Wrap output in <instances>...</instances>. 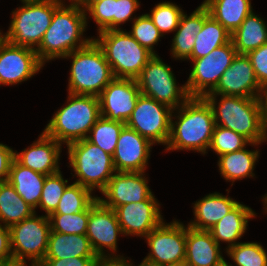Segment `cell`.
I'll list each match as a JSON object with an SVG mask.
<instances>
[{
    "label": "cell",
    "instance_id": "cell-1",
    "mask_svg": "<svg viewBox=\"0 0 267 266\" xmlns=\"http://www.w3.org/2000/svg\"><path fill=\"white\" fill-rule=\"evenodd\" d=\"M173 111L176 114H171L170 137L165 150H193L206 154L216 126L208 102L203 97H190Z\"/></svg>",
    "mask_w": 267,
    "mask_h": 266
},
{
    "label": "cell",
    "instance_id": "cell-2",
    "mask_svg": "<svg viewBox=\"0 0 267 266\" xmlns=\"http://www.w3.org/2000/svg\"><path fill=\"white\" fill-rule=\"evenodd\" d=\"M62 2L54 11L51 24L40 45L35 49L39 60L45 65L49 60L64 58L69 53L88 45L93 37L85 39L87 15L82 8Z\"/></svg>",
    "mask_w": 267,
    "mask_h": 266
},
{
    "label": "cell",
    "instance_id": "cell-3",
    "mask_svg": "<svg viewBox=\"0 0 267 266\" xmlns=\"http://www.w3.org/2000/svg\"><path fill=\"white\" fill-rule=\"evenodd\" d=\"M67 104L50 119L44 133L61 145H69L86 137L101 117L100 102L97 96L68 93Z\"/></svg>",
    "mask_w": 267,
    "mask_h": 266
},
{
    "label": "cell",
    "instance_id": "cell-4",
    "mask_svg": "<svg viewBox=\"0 0 267 266\" xmlns=\"http://www.w3.org/2000/svg\"><path fill=\"white\" fill-rule=\"evenodd\" d=\"M203 98L212 108L216 125L235 131L250 143L264 142L259 98L222 94H206Z\"/></svg>",
    "mask_w": 267,
    "mask_h": 266
},
{
    "label": "cell",
    "instance_id": "cell-5",
    "mask_svg": "<svg viewBox=\"0 0 267 266\" xmlns=\"http://www.w3.org/2000/svg\"><path fill=\"white\" fill-rule=\"evenodd\" d=\"M64 58L72 60L68 93L98 97L114 79L103 51L94 40Z\"/></svg>",
    "mask_w": 267,
    "mask_h": 266
},
{
    "label": "cell",
    "instance_id": "cell-6",
    "mask_svg": "<svg viewBox=\"0 0 267 266\" xmlns=\"http://www.w3.org/2000/svg\"><path fill=\"white\" fill-rule=\"evenodd\" d=\"M93 38L104 53L114 78L136 79L153 54L126 30H105Z\"/></svg>",
    "mask_w": 267,
    "mask_h": 266
},
{
    "label": "cell",
    "instance_id": "cell-7",
    "mask_svg": "<svg viewBox=\"0 0 267 266\" xmlns=\"http://www.w3.org/2000/svg\"><path fill=\"white\" fill-rule=\"evenodd\" d=\"M61 3L60 0H44L23 4L12 11L8 31L4 34L0 31V36L14 45L36 49L51 24L55 9Z\"/></svg>",
    "mask_w": 267,
    "mask_h": 266
},
{
    "label": "cell",
    "instance_id": "cell-8",
    "mask_svg": "<svg viewBox=\"0 0 267 266\" xmlns=\"http://www.w3.org/2000/svg\"><path fill=\"white\" fill-rule=\"evenodd\" d=\"M69 167L78 179L74 182L91 191H102L116 172L112 155L83 139L67 145Z\"/></svg>",
    "mask_w": 267,
    "mask_h": 266
},
{
    "label": "cell",
    "instance_id": "cell-9",
    "mask_svg": "<svg viewBox=\"0 0 267 266\" xmlns=\"http://www.w3.org/2000/svg\"><path fill=\"white\" fill-rule=\"evenodd\" d=\"M140 93L151 97L172 110L183 105L189 98L186 85L178 86L171 67L158 54L153 55L135 79Z\"/></svg>",
    "mask_w": 267,
    "mask_h": 266
},
{
    "label": "cell",
    "instance_id": "cell-10",
    "mask_svg": "<svg viewBox=\"0 0 267 266\" xmlns=\"http://www.w3.org/2000/svg\"><path fill=\"white\" fill-rule=\"evenodd\" d=\"M51 231L49 217H30L10 227L11 251L14 262H26L38 266L45 258Z\"/></svg>",
    "mask_w": 267,
    "mask_h": 266
},
{
    "label": "cell",
    "instance_id": "cell-11",
    "mask_svg": "<svg viewBox=\"0 0 267 266\" xmlns=\"http://www.w3.org/2000/svg\"><path fill=\"white\" fill-rule=\"evenodd\" d=\"M237 51L232 40L192 61L193 67L185 85L190 97H204L218 85L223 73L230 67Z\"/></svg>",
    "mask_w": 267,
    "mask_h": 266
},
{
    "label": "cell",
    "instance_id": "cell-12",
    "mask_svg": "<svg viewBox=\"0 0 267 266\" xmlns=\"http://www.w3.org/2000/svg\"><path fill=\"white\" fill-rule=\"evenodd\" d=\"M145 239L150 252L143 260L160 266H179L184 264L186 257V227L183 223L177 220H173L171 223L162 221Z\"/></svg>",
    "mask_w": 267,
    "mask_h": 266
},
{
    "label": "cell",
    "instance_id": "cell-13",
    "mask_svg": "<svg viewBox=\"0 0 267 266\" xmlns=\"http://www.w3.org/2000/svg\"><path fill=\"white\" fill-rule=\"evenodd\" d=\"M174 111L151 97L140 94L126 126L155 143L167 145L170 137L171 114Z\"/></svg>",
    "mask_w": 267,
    "mask_h": 266
},
{
    "label": "cell",
    "instance_id": "cell-14",
    "mask_svg": "<svg viewBox=\"0 0 267 266\" xmlns=\"http://www.w3.org/2000/svg\"><path fill=\"white\" fill-rule=\"evenodd\" d=\"M122 229L112 208L104 206L97 198L90 204L86 236L99 259H125L117 252L118 235ZM104 247L113 255L105 254ZM115 255V256H114Z\"/></svg>",
    "mask_w": 267,
    "mask_h": 266
},
{
    "label": "cell",
    "instance_id": "cell-15",
    "mask_svg": "<svg viewBox=\"0 0 267 266\" xmlns=\"http://www.w3.org/2000/svg\"><path fill=\"white\" fill-rule=\"evenodd\" d=\"M43 65L35 49L14 45L0 36V86L27 81L37 74Z\"/></svg>",
    "mask_w": 267,
    "mask_h": 266
},
{
    "label": "cell",
    "instance_id": "cell-16",
    "mask_svg": "<svg viewBox=\"0 0 267 266\" xmlns=\"http://www.w3.org/2000/svg\"><path fill=\"white\" fill-rule=\"evenodd\" d=\"M140 94L135 79L114 78L98 96L101 117L126 124Z\"/></svg>",
    "mask_w": 267,
    "mask_h": 266
},
{
    "label": "cell",
    "instance_id": "cell-17",
    "mask_svg": "<svg viewBox=\"0 0 267 266\" xmlns=\"http://www.w3.org/2000/svg\"><path fill=\"white\" fill-rule=\"evenodd\" d=\"M145 172H115L97 199L113 210L118 206L144 201L152 195ZM145 175V176H144Z\"/></svg>",
    "mask_w": 267,
    "mask_h": 266
},
{
    "label": "cell",
    "instance_id": "cell-18",
    "mask_svg": "<svg viewBox=\"0 0 267 266\" xmlns=\"http://www.w3.org/2000/svg\"><path fill=\"white\" fill-rule=\"evenodd\" d=\"M160 204L152 194L140 202H132L114 209L123 235L146 237L162 221Z\"/></svg>",
    "mask_w": 267,
    "mask_h": 266
},
{
    "label": "cell",
    "instance_id": "cell-19",
    "mask_svg": "<svg viewBox=\"0 0 267 266\" xmlns=\"http://www.w3.org/2000/svg\"><path fill=\"white\" fill-rule=\"evenodd\" d=\"M264 89L258 83L246 54H237L223 73L216 88L209 94L259 98Z\"/></svg>",
    "mask_w": 267,
    "mask_h": 266
},
{
    "label": "cell",
    "instance_id": "cell-20",
    "mask_svg": "<svg viewBox=\"0 0 267 266\" xmlns=\"http://www.w3.org/2000/svg\"><path fill=\"white\" fill-rule=\"evenodd\" d=\"M153 145L137 131L125 126L112 156L116 172H145Z\"/></svg>",
    "mask_w": 267,
    "mask_h": 266
},
{
    "label": "cell",
    "instance_id": "cell-21",
    "mask_svg": "<svg viewBox=\"0 0 267 266\" xmlns=\"http://www.w3.org/2000/svg\"><path fill=\"white\" fill-rule=\"evenodd\" d=\"M61 144L42 132L30 147L20 153L15 151L14 158L23 166L43 174L52 175L60 171L59 160Z\"/></svg>",
    "mask_w": 267,
    "mask_h": 266
},
{
    "label": "cell",
    "instance_id": "cell-22",
    "mask_svg": "<svg viewBox=\"0 0 267 266\" xmlns=\"http://www.w3.org/2000/svg\"><path fill=\"white\" fill-rule=\"evenodd\" d=\"M221 245H218L209 231L186 227L185 266H225Z\"/></svg>",
    "mask_w": 267,
    "mask_h": 266
},
{
    "label": "cell",
    "instance_id": "cell-23",
    "mask_svg": "<svg viewBox=\"0 0 267 266\" xmlns=\"http://www.w3.org/2000/svg\"><path fill=\"white\" fill-rule=\"evenodd\" d=\"M238 203L228 195L225 196L219 192L210 193L194 203L195 218L188 223V226L208 231Z\"/></svg>",
    "mask_w": 267,
    "mask_h": 266
},
{
    "label": "cell",
    "instance_id": "cell-24",
    "mask_svg": "<svg viewBox=\"0 0 267 266\" xmlns=\"http://www.w3.org/2000/svg\"><path fill=\"white\" fill-rule=\"evenodd\" d=\"M255 212L248 206L238 203L229 213L221 218L210 230V234L218 245L221 242L228 243V247L234 246L245 233L248 220L255 218Z\"/></svg>",
    "mask_w": 267,
    "mask_h": 266
},
{
    "label": "cell",
    "instance_id": "cell-25",
    "mask_svg": "<svg viewBox=\"0 0 267 266\" xmlns=\"http://www.w3.org/2000/svg\"><path fill=\"white\" fill-rule=\"evenodd\" d=\"M204 24V5L201 4L189 16L183 12L179 26L172 39L171 54L174 59L188 60L191 57L196 34Z\"/></svg>",
    "mask_w": 267,
    "mask_h": 266
},
{
    "label": "cell",
    "instance_id": "cell-26",
    "mask_svg": "<svg viewBox=\"0 0 267 266\" xmlns=\"http://www.w3.org/2000/svg\"><path fill=\"white\" fill-rule=\"evenodd\" d=\"M45 175L21 165L13 159L7 181L15 188L21 198L34 210L39 205Z\"/></svg>",
    "mask_w": 267,
    "mask_h": 266
},
{
    "label": "cell",
    "instance_id": "cell-27",
    "mask_svg": "<svg viewBox=\"0 0 267 266\" xmlns=\"http://www.w3.org/2000/svg\"><path fill=\"white\" fill-rule=\"evenodd\" d=\"M97 257L86 234H61L50 231L44 259Z\"/></svg>",
    "mask_w": 267,
    "mask_h": 266
},
{
    "label": "cell",
    "instance_id": "cell-28",
    "mask_svg": "<svg viewBox=\"0 0 267 266\" xmlns=\"http://www.w3.org/2000/svg\"><path fill=\"white\" fill-rule=\"evenodd\" d=\"M202 4L231 34L253 11L251 0H205Z\"/></svg>",
    "mask_w": 267,
    "mask_h": 266
},
{
    "label": "cell",
    "instance_id": "cell-29",
    "mask_svg": "<svg viewBox=\"0 0 267 266\" xmlns=\"http://www.w3.org/2000/svg\"><path fill=\"white\" fill-rule=\"evenodd\" d=\"M231 41V33L217 22L204 6V24L200 32L196 34L194 48L188 60L202 58L211 51Z\"/></svg>",
    "mask_w": 267,
    "mask_h": 266
},
{
    "label": "cell",
    "instance_id": "cell-30",
    "mask_svg": "<svg viewBox=\"0 0 267 266\" xmlns=\"http://www.w3.org/2000/svg\"><path fill=\"white\" fill-rule=\"evenodd\" d=\"M245 148L219 156L217 163L220 174L226 181H232L231 186L235 180L255 176L253 170L260 151L258 149L247 150Z\"/></svg>",
    "mask_w": 267,
    "mask_h": 266
},
{
    "label": "cell",
    "instance_id": "cell-31",
    "mask_svg": "<svg viewBox=\"0 0 267 266\" xmlns=\"http://www.w3.org/2000/svg\"><path fill=\"white\" fill-rule=\"evenodd\" d=\"M237 54H247L267 43V24L252 11L231 34Z\"/></svg>",
    "mask_w": 267,
    "mask_h": 266
},
{
    "label": "cell",
    "instance_id": "cell-32",
    "mask_svg": "<svg viewBox=\"0 0 267 266\" xmlns=\"http://www.w3.org/2000/svg\"><path fill=\"white\" fill-rule=\"evenodd\" d=\"M35 210L28 205L8 182H0V224L11 227L30 217Z\"/></svg>",
    "mask_w": 267,
    "mask_h": 266
},
{
    "label": "cell",
    "instance_id": "cell-33",
    "mask_svg": "<svg viewBox=\"0 0 267 266\" xmlns=\"http://www.w3.org/2000/svg\"><path fill=\"white\" fill-rule=\"evenodd\" d=\"M125 126V123L100 117L86 139L113 156L118 138Z\"/></svg>",
    "mask_w": 267,
    "mask_h": 266
},
{
    "label": "cell",
    "instance_id": "cell-34",
    "mask_svg": "<svg viewBox=\"0 0 267 266\" xmlns=\"http://www.w3.org/2000/svg\"><path fill=\"white\" fill-rule=\"evenodd\" d=\"M97 197L92 191L80 184H69L52 214H73L84 211Z\"/></svg>",
    "mask_w": 267,
    "mask_h": 266
},
{
    "label": "cell",
    "instance_id": "cell-35",
    "mask_svg": "<svg viewBox=\"0 0 267 266\" xmlns=\"http://www.w3.org/2000/svg\"><path fill=\"white\" fill-rule=\"evenodd\" d=\"M226 253L236 264L234 266H267V252L260 243L240 242L226 248ZM225 266H233L227 263Z\"/></svg>",
    "mask_w": 267,
    "mask_h": 266
},
{
    "label": "cell",
    "instance_id": "cell-36",
    "mask_svg": "<svg viewBox=\"0 0 267 266\" xmlns=\"http://www.w3.org/2000/svg\"><path fill=\"white\" fill-rule=\"evenodd\" d=\"M248 144L254 147L259 145L258 143H250L245 137L233 130L216 125L209 149H212L220 156L241 150Z\"/></svg>",
    "mask_w": 267,
    "mask_h": 266
},
{
    "label": "cell",
    "instance_id": "cell-37",
    "mask_svg": "<svg viewBox=\"0 0 267 266\" xmlns=\"http://www.w3.org/2000/svg\"><path fill=\"white\" fill-rule=\"evenodd\" d=\"M59 171L45 177L41 199L38 208L45 211V216H50L55 212L64 190L68 186V180L63 178Z\"/></svg>",
    "mask_w": 267,
    "mask_h": 266
},
{
    "label": "cell",
    "instance_id": "cell-38",
    "mask_svg": "<svg viewBox=\"0 0 267 266\" xmlns=\"http://www.w3.org/2000/svg\"><path fill=\"white\" fill-rule=\"evenodd\" d=\"M89 213L90 205L79 213L51 214L49 216L51 231L61 234H86Z\"/></svg>",
    "mask_w": 267,
    "mask_h": 266
},
{
    "label": "cell",
    "instance_id": "cell-39",
    "mask_svg": "<svg viewBox=\"0 0 267 266\" xmlns=\"http://www.w3.org/2000/svg\"><path fill=\"white\" fill-rule=\"evenodd\" d=\"M147 13L159 32L164 36V33L173 32L179 26L183 10L172 2H162Z\"/></svg>",
    "mask_w": 267,
    "mask_h": 266
},
{
    "label": "cell",
    "instance_id": "cell-40",
    "mask_svg": "<svg viewBox=\"0 0 267 266\" xmlns=\"http://www.w3.org/2000/svg\"><path fill=\"white\" fill-rule=\"evenodd\" d=\"M141 46L156 55L154 45L157 44L163 36L148 14L138 16L132 25L131 31L128 32Z\"/></svg>",
    "mask_w": 267,
    "mask_h": 266
},
{
    "label": "cell",
    "instance_id": "cell-41",
    "mask_svg": "<svg viewBox=\"0 0 267 266\" xmlns=\"http://www.w3.org/2000/svg\"><path fill=\"white\" fill-rule=\"evenodd\" d=\"M85 12L97 24V31L114 30V0H100L92 3Z\"/></svg>",
    "mask_w": 267,
    "mask_h": 266
},
{
    "label": "cell",
    "instance_id": "cell-42",
    "mask_svg": "<svg viewBox=\"0 0 267 266\" xmlns=\"http://www.w3.org/2000/svg\"><path fill=\"white\" fill-rule=\"evenodd\" d=\"M246 55L251 61L258 83L263 89H267V43Z\"/></svg>",
    "mask_w": 267,
    "mask_h": 266
},
{
    "label": "cell",
    "instance_id": "cell-43",
    "mask_svg": "<svg viewBox=\"0 0 267 266\" xmlns=\"http://www.w3.org/2000/svg\"><path fill=\"white\" fill-rule=\"evenodd\" d=\"M139 0H114V30H119L122 23L136 19L132 14L139 9Z\"/></svg>",
    "mask_w": 267,
    "mask_h": 266
},
{
    "label": "cell",
    "instance_id": "cell-44",
    "mask_svg": "<svg viewBox=\"0 0 267 266\" xmlns=\"http://www.w3.org/2000/svg\"><path fill=\"white\" fill-rule=\"evenodd\" d=\"M99 260L98 257L44 259L38 266H94Z\"/></svg>",
    "mask_w": 267,
    "mask_h": 266
},
{
    "label": "cell",
    "instance_id": "cell-45",
    "mask_svg": "<svg viewBox=\"0 0 267 266\" xmlns=\"http://www.w3.org/2000/svg\"><path fill=\"white\" fill-rule=\"evenodd\" d=\"M14 153L15 151L12 148L0 143V182H5L8 179Z\"/></svg>",
    "mask_w": 267,
    "mask_h": 266
},
{
    "label": "cell",
    "instance_id": "cell-46",
    "mask_svg": "<svg viewBox=\"0 0 267 266\" xmlns=\"http://www.w3.org/2000/svg\"><path fill=\"white\" fill-rule=\"evenodd\" d=\"M0 261L14 262L11 251L10 228L0 224Z\"/></svg>",
    "mask_w": 267,
    "mask_h": 266
},
{
    "label": "cell",
    "instance_id": "cell-47",
    "mask_svg": "<svg viewBox=\"0 0 267 266\" xmlns=\"http://www.w3.org/2000/svg\"><path fill=\"white\" fill-rule=\"evenodd\" d=\"M261 104L262 132L264 141H267V89L259 96Z\"/></svg>",
    "mask_w": 267,
    "mask_h": 266
},
{
    "label": "cell",
    "instance_id": "cell-48",
    "mask_svg": "<svg viewBox=\"0 0 267 266\" xmlns=\"http://www.w3.org/2000/svg\"><path fill=\"white\" fill-rule=\"evenodd\" d=\"M94 266H128L126 259H100Z\"/></svg>",
    "mask_w": 267,
    "mask_h": 266
},
{
    "label": "cell",
    "instance_id": "cell-49",
    "mask_svg": "<svg viewBox=\"0 0 267 266\" xmlns=\"http://www.w3.org/2000/svg\"><path fill=\"white\" fill-rule=\"evenodd\" d=\"M100 0H71L70 2L79 6L82 8L84 11L94 2H97Z\"/></svg>",
    "mask_w": 267,
    "mask_h": 266
},
{
    "label": "cell",
    "instance_id": "cell-50",
    "mask_svg": "<svg viewBox=\"0 0 267 266\" xmlns=\"http://www.w3.org/2000/svg\"><path fill=\"white\" fill-rule=\"evenodd\" d=\"M128 266H133V263L130 262L129 260H128ZM138 266H160V265H155L143 260Z\"/></svg>",
    "mask_w": 267,
    "mask_h": 266
},
{
    "label": "cell",
    "instance_id": "cell-51",
    "mask_svg": "<svg viewBox=\"0 0 267 266\" xmlns=\"http://www.w3.org/2000/svg\"><path fill=\"white\" fill-rule=\"evenodd\" d=\"M27 262H11L7 266H27ZM30 266H36L34 264H31Z\"/></svg>",
    "mask_w": 267,
    "mask_h": 266
},
{
    "label": "cell",
    "instance_id": "cell-52",
    "mask_svg": "<svg viewBox=\"0 0 267 266\" xmlns=\"http://www.w3.org/2000/svg\"><path fill=\"white\" fill-rule=\"evenodd\" d=\"M23 4L25 3H36V2H41V1H44V0H21Z\"/></svg>",
    "mask_w": 267,
    "mask_h": 266
},
{
    "label": "cell",
    "instance_id": "cell-53",
    "mask_svg": "<svg viewBox=\"0 0 267 266\" xmlns=\"http://www.w3.org/2000/svg\"><path fill=\"white\" fill-rule=\"evenodd\" d=\"M263 201H264L263 203H264L265 212H267V194H265V196H263Z\"/></svg>",
    "mask_w": 267,
    "mask_h": 266
},
{
    "label": "cell",
    "instance_id": "cell-54",
    "mask_svg": "<svg viewBox=\"0 0 267 266\" xmlns=\"http://www.w3.org/2000/svg\"><path fill=\"white\" fill-rule=\"evenodd\" d=\"M9 263H11V262H2V261H0V266H7Z\"/></svg>",
    "mask_w": 267,
    "mask_h": 266
}]
</instances>
